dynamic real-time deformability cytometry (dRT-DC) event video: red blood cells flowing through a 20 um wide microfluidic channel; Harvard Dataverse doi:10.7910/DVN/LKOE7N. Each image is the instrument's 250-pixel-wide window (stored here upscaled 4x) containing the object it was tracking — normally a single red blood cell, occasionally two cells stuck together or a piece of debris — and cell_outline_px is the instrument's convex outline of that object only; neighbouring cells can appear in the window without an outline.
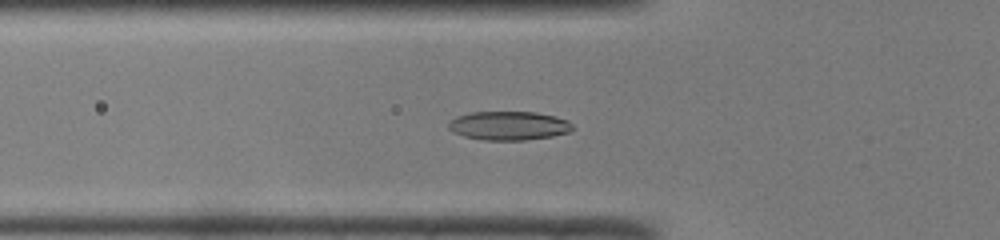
{"species": "common noctule bat (a hibernating species)", "species_latin": "Nyctalus noctula", "temperature_condition": "room temperature", "stored_images_in_passage": 48, "camera_frame_rate_fps": 3000, "um_per_image_px": 0.085, "animal": {"sex": "male", "body_mass_g": 19.0, "forearm_length_mm": 50.8}, "frame": {"image": 1, "passage_image": 15, "time_ms": 4.667, "image_size_px": [1000, 240], "cell_outline_px": [[576, 128], [572, 132], [552, 136], [524, 140], [484, 140], [464, 136], [452, 132], [448, 128], [448, 124], [456, 116], [472, 112], [536, 112], [556, 116], [568, 120]], "centroid_in_image_um": [43.3, 10.68], "position_along_channel_um": 82.5, "area_um2": 21.04}}
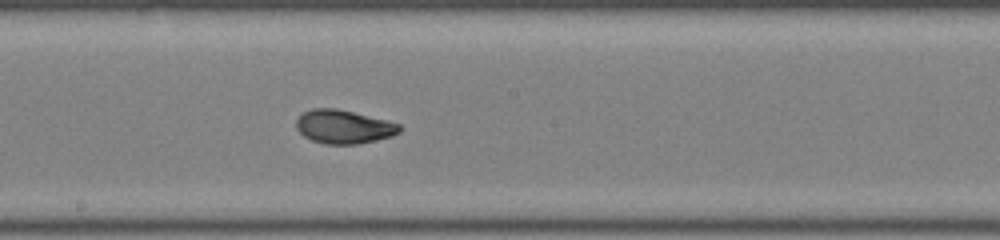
{"frame": {"image": 2, "passage_image": 25, "time_ms": 8.0, "image_size_px": [1000, 240], "cell_outline_px": [[400, 132], [392, 136], [376, 140], [356, 144], [324, 144], [312, 140], [304, 136], [296, 128], [296, 120], [304, 112], [312, 108], [336, 108], [400, 124]], "centroid_in_image_um": [29.19, 10.78], "position_along_channel_um": 219.0, "area_um2": 20.0}}
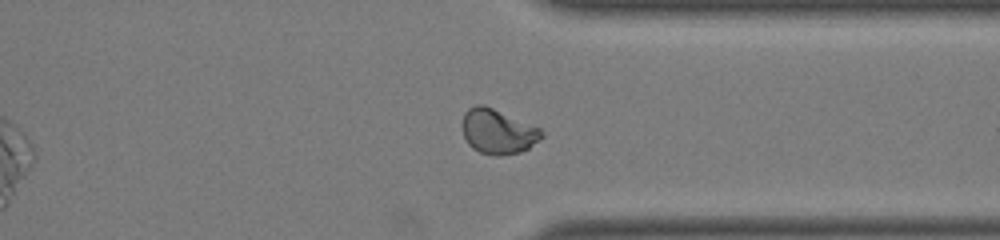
{"frame": {"image": 3, "passage_image": 36, "time_ms": 11.667, "image_size_px": [1000, 240], "cell_outline_px": [[544, 136], [540, 140], [528, 148], [520, 152], [496, 156], [492, 156], [480, 152], [472, 148], [468, 144], [464, 136], [460, 124], [464, 112], [468, 108], [476, 104], [484, 104], [540, 128], [544, 132]], "centroid_in_image_um": [42.28, 11.17], "position_along_channel_um": 369.1, "area_um2": 20.98}, "authors_computed_cell_mechanics": {"area_um2": 20.4034, "velocity_mm_per_s": 4.0973, "shape_relaxation_time_tau1_ms": 5.2919, "shape_relaxation_time_tau2_ms": null, "deformation_change_tau1": 0.1899, "deformation_change_tau2": null}}